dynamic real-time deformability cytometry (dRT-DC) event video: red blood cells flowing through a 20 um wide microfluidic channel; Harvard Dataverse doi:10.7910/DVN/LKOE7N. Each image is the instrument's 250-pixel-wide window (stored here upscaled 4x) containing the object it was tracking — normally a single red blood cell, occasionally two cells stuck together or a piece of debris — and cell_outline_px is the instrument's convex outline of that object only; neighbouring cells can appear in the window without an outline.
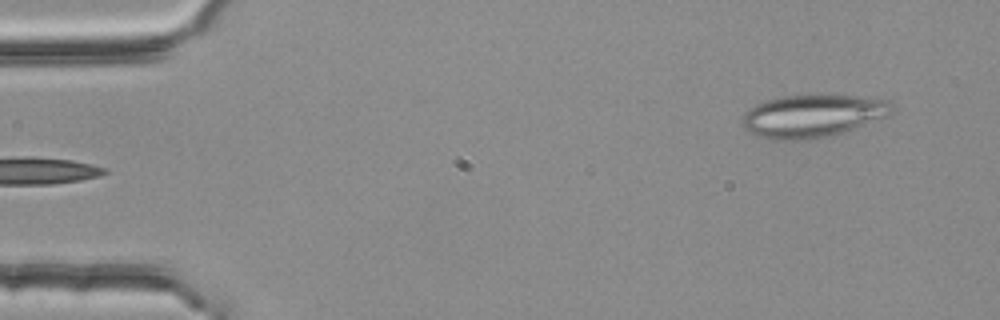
{"species": "common noctule bat (a hibernating species)", "species_latin": "Nyctalus noctula", "temperature_condition": "room temperature", "stored_images_in_passage": 4, "camera_frame_rate_fps": 3000, "um_per_image_px": 0.085, "animal": {"sex": "female", "body_mass_g": 25.1}, "frame": {"image": 1, "passage_image": 4, "time_ms": 1.0, "image_size_px": [1000, 320], "cell_outline_px": [[892, 112], [888, 116], [828, 136], [808, 140], [776, 140], [756, 136], [748, 132], [744, 128], [740, 120], [744, 112], [756, 104], [764, 100], [784, 96], [820, 92], [856, 96], [888, 100], [892, 108]], "centroid_in_image_um": [69.0, 9.82], "position_along_channel_um": 16.0, "area_um2": 37.92}}